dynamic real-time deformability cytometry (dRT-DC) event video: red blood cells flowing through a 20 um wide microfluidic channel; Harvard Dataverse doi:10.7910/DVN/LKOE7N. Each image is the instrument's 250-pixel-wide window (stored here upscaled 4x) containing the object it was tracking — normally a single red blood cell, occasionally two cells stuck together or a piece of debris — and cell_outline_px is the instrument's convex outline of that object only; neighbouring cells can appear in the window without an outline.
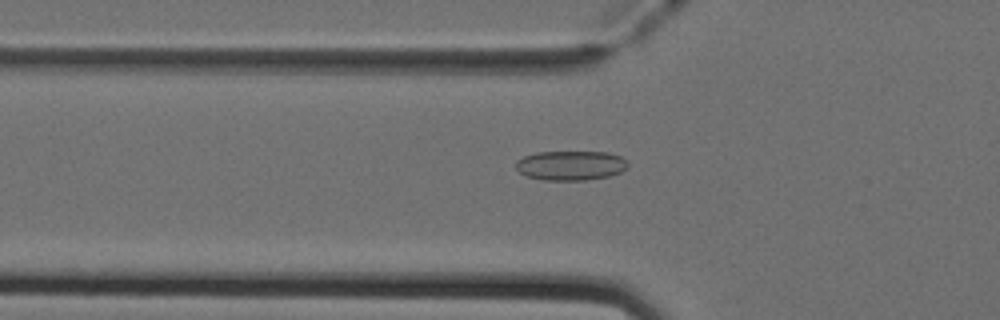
{"species": "Egyptian fruit bat (a non-hibernating species)", "species_latin": "Rousettus aegyptiacus", "temperature_condition": "cold", "stored_images_in_passage": 49, "camera_frame_rate_fps": 3000, "um_per_image_px": 0.085, "animal": {"sex": "female"}, "frame": {"image": 1, "passage_image": 18, "time_ms": 5.667, "image_size_px": [1000, 320], "cell_outline_px": [[628, 164], [620, 172], [608, 176], [584, 180], [544, 180], [524, 176], [516, 168], [516, 160], [524, 156], [536, 152], [608, 152], [620, 156]], "centroid_in_image_um": [48.45, 14.06], "position_along_channel_um": 77.3, "area_um2": 19.19}}
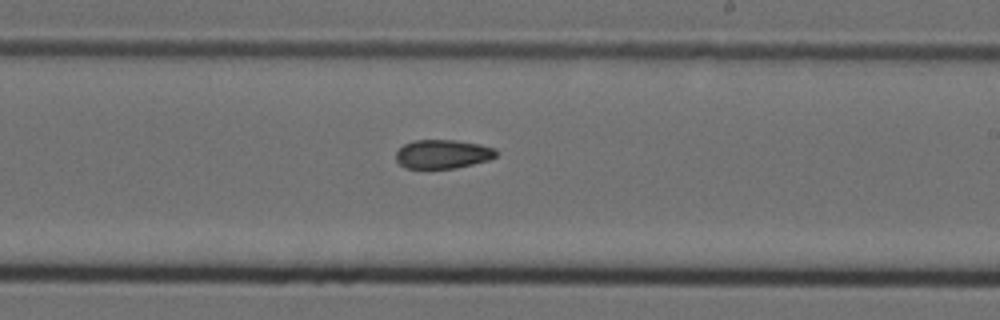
{"frame": {"image": 2, "passage_image": 31, "time_ms": 10.0, "image_size_px": [1000, 320], "cell_outline_px": [[496, 156], [488, 160], [456, 168], [404, 168], [396, 160], [396, 152], [404, 144], [412, 140], [456, 140], [480, 144], [496, 148]], "centroid_in_image_um": [37.62, 13.09], "position_along_channel_um": 251.4, "area_um2": 16.88}}
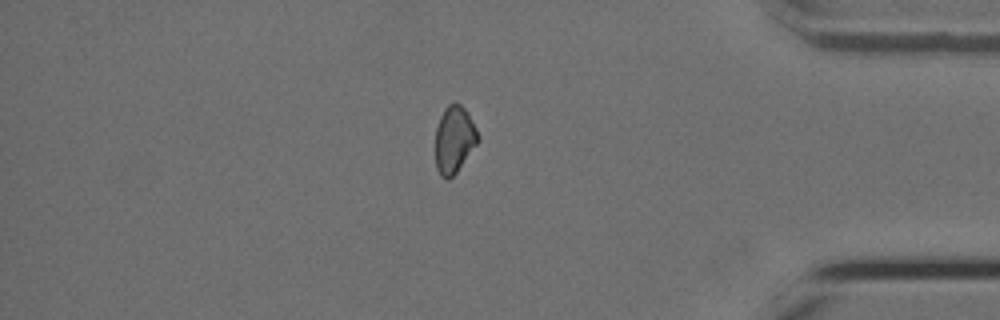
{"frame": {"image": 3, "passage_image": 44, "time_ms": 14.333, "image_size_px": [1000, 320], "cell_outline_px": [[480, 140], [456, 172], [448, 180], [440, 176], [436, 168], [436, 128], [440, 116], [444, 108], [448, 104], [456, 100], [468, 112], [480, 136]], "centroid_in_image_um": [38.62, 11.83], "position_along_channel_um": 396.6, "area_um2": 16.82}}